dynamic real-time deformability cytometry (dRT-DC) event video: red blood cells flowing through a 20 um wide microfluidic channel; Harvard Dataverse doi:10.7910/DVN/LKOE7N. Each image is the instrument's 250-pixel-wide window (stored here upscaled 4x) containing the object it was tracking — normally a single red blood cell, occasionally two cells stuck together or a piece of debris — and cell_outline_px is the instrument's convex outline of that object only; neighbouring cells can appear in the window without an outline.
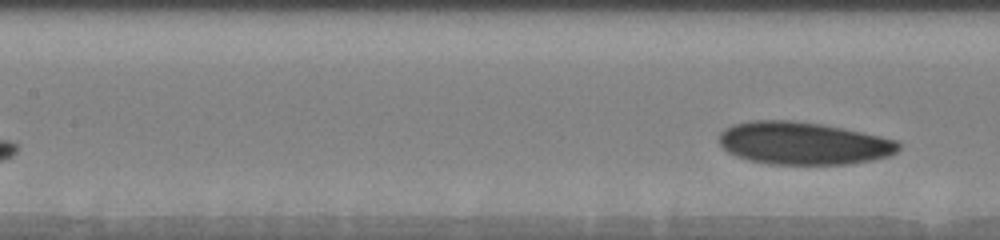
{"species": "human", "species_latin": "Homo sapiens", "temperature_condition": "warm", "stored_images_in_passage": 9, "segment_of_instrument_passage": [2, 2], "camera_frame_rate_fps": 3000, "um_per_image_px": 0.085, "donor": {"sex": "male"}, "frame": {"image": 1, "passage_image": 9, "time_ms": 4.333, "image_size_px": [1000, 240], "cell_outline_px": [[900, 148], [896, 152], [888, 156], [872, 160], [848, 164], [772, 164], [748, 160], [736, 156], [728, 152], [720, 144], [720, 132], [724, 128], [732, 124], [752, 120], [792, 120], [820, 124], [860, 132], [896, 140], [900, 144]], "centroid_in_image_um": [68.24, 12.18], "position_along_channel_um": 139.2, "area_um2": 44.39}}